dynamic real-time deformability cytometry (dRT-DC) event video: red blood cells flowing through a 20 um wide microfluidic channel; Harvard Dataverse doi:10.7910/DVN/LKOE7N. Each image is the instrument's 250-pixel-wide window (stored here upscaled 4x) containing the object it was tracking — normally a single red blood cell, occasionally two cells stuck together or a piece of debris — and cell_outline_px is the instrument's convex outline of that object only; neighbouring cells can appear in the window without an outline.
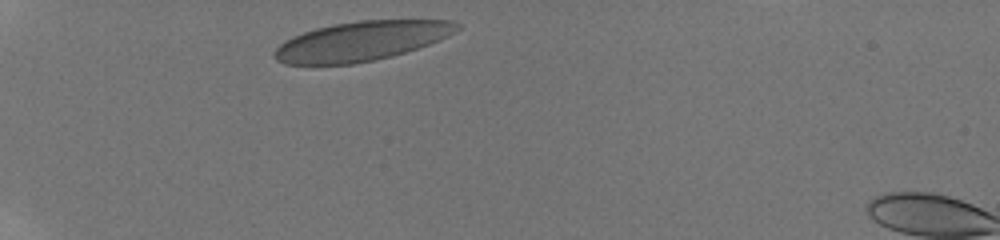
{"species": "human", "species_latin": "Homo sapiens", "temperature_condition": "room temperature", "stored_images_in_passage": 5, "camera_frame_rate_fps": 3000, "um_per_image_px": 0.085, "donor": {"sex": "male"}, "frame": {"image": 1, "passage_image": 1, "time_ms": 0.0, "image_size_px": [1000, 240], "cell_outline_px": [[460, 28], [456, 32], [448, 36], [428, 44], [392, 56], [376, 60], [352, 64], [284, 64], [276, 60], [272, 56], [272, 52], [284, 40], [292, 36], [316, 28], [332, 24], [360, 20], [452, 20], [460, 24]], "centroid_in_image_um": [30.69, 3.49], "position_along_channel_um": 54.3, "area_um2": 42.02}}
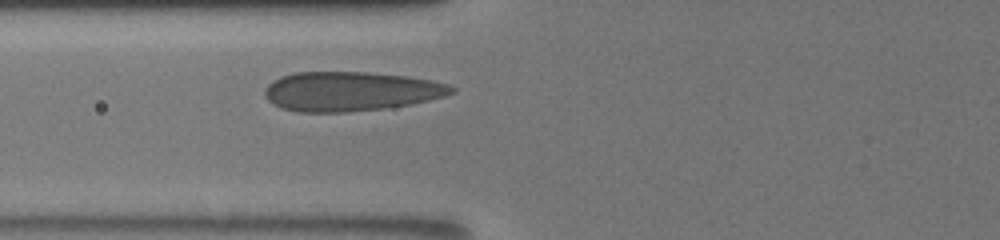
{"frame": {"image": 2, "passage_image": 5, "time_ms": 2.0, "image_size_px": [1000, 240], "cell_outline_px": [[456, 92], [444, 96], [428, 100], [408, 104], [384, 108], [344, 112], [300, 112], [284, 108], [268, 100], [264, 96], [264, 92], [268, 84], [272, 80], [280, 76], [296, 72], [368, 72], [408, 76], [432, 80], [448, 84], [456, 88]], "centroid_in_image_um": [29.81, 7.75], "position_along_channel_um": 96.0, "area_um2": 42.77}}